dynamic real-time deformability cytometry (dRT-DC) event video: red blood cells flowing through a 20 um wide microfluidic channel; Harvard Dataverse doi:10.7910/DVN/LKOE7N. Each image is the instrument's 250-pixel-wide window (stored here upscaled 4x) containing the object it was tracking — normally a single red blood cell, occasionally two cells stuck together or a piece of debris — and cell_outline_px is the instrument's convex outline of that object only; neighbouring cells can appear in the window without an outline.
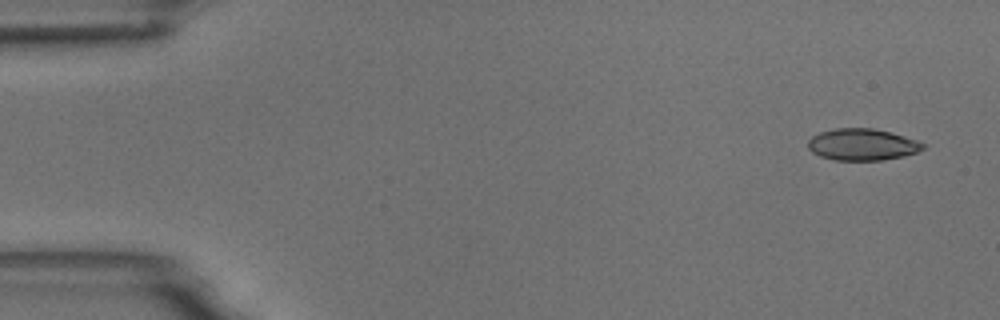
{"species": "common noctule bat (a hibernating species)", "species_latin": "Nyctalus noctula", "temperature_condition": "room temperature", "stored_images_in_passage": 4, "camera_frame_rate_fps": 3000, "um_per_image_px": 0.085, "animal": {"sex": "male", "body_mass_g": 18.8}, "frame": {"image": 1, "passage_image": 1, "time_ms": 0.0, "image_size_px": [1000, 320], "cell_outline_px": [[924, 148], [916, 152], [904, 156], [880, 160], [836, 160], [820, 156], [812, 152], [808, 148], [808, 140], [812, 136], [820, 132], [836, 128], [872, 128], [888, 132], [916, 140], [924, 144]], "centroid_in_image_um": [73.25, 12.29], "position_along_channel_um": 11.7, "area_um2": 20.98}}
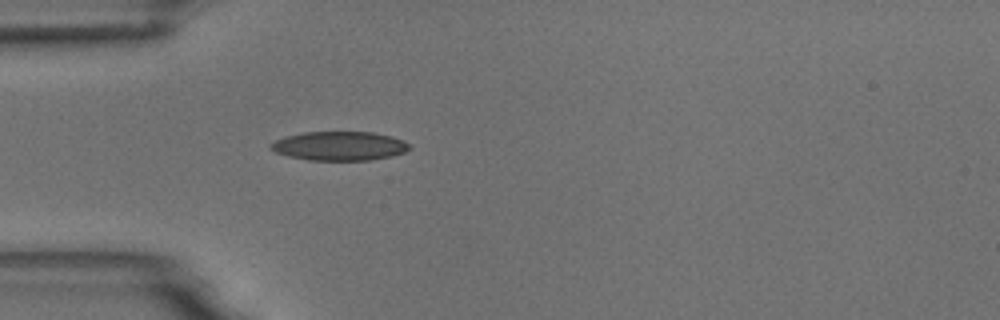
{"frame": {"image": 2, "passage_image": 4, "time_ms": 4.333, "image_size_px": [1000, 320], "cell_outline_px": [[412, 148], [404, 152], [392, 156], [372, 160], [308, 160], [288, 156], [276, 152], [268, 148], [268, 144], [276, 140], [288, 136], [304, 132], [372, 132], [392, 136], [404, 140]], "centroid_in_image_um": [28.86, 12.41], "position_along_channel_um": 56.1, "area_um2": 23.52}}